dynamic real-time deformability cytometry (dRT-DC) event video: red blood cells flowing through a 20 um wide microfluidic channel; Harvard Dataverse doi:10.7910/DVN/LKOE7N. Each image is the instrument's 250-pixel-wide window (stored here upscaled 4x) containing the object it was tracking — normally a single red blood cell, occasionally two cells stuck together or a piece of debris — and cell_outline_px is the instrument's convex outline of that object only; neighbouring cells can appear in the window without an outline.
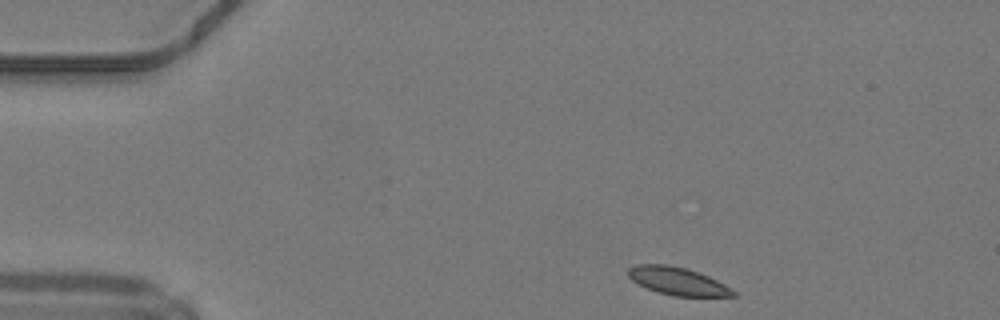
{"species": "common noctule bat (a hibernating species)", "species_latin": "Nyctalus noctula", "temperature_condition": "warm", "stored_images_in_passage": 42, "camera_frame_rate_fps": 3000, "um_per_image_px": 0.085, "animal": {"sex": "male", "body_mass_g": 19.2, "forearm_length_mm": 51.8}, "frame": {"image": 1, "passage_image": 1, "time_ms": 0.0, "image_size_px": [1000, 320], "cell_outline_px": [[736, 296], [672, 296], [656, 292], [632, 280], [628, 276], [628, 268], [636, 264], [668, 264], [688, 268], [708, 276], [724, 284], [736, 292]], "centroid_in_image_um": [57.58, 23.88], "position_along_channel_um": 27.4, "area_um2": 16.99}}
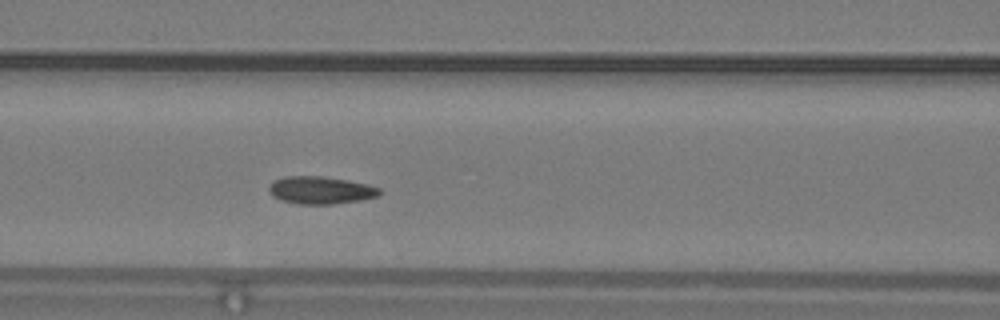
{"frame": {"image": 2, "passage_image": 14, "time_ms": 4.333, "image_size_px": [1000, 320], "cell_outline_px": [[380, 196], [360, 200], [332, 204], [296, 204], [280, 200], [272, 196], [268, 192], [268, 188], [272, 180], [284, 176], [320, 176], [348, 180], [368, 184], [380, 188]], "centroid_in_image_um": [27.21, 16.16], "position_along_channel_um": 139.4, "area_um2": 17.98}}
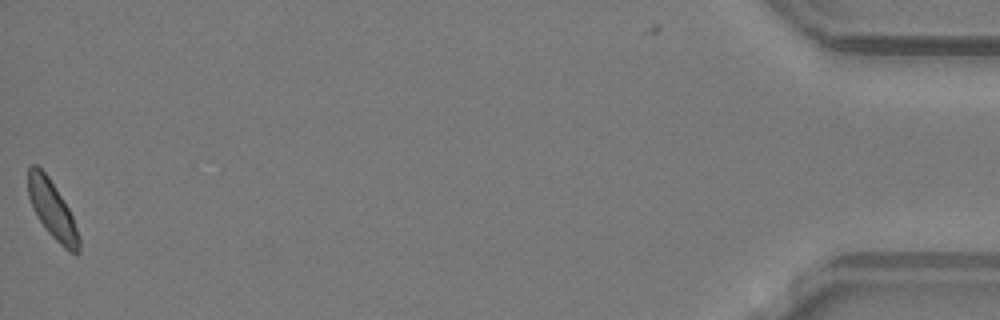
{"frame": {"image": 3, "passage_image": 42, "time_ms": 13.667, "image_size_px": [1000, 320], "cell_outline_px": [[80, 252], [76, 256], [68, 252], [44, 228], [32, 208], [28, 196], [28, 168], [32, 164], [36, 164], [48, 176], [68, 208], [72, 216], [80, 236]], "centroid_in_image_um": [4.45, 17.87], "position_along_channel_um": 430.7, "area_um2": 17.17}, "authors_computed_cell_mechanics": {"area_um2": 17.1955, "velocity_mm_per_s": 4.1877, "shape_relaxation_time_tau1_ms": 7.6772, "shape_relaxation_time_tau2_ms": null, "deformation_change_tau1": 0.1418, "deformation_change_tau2": null}}